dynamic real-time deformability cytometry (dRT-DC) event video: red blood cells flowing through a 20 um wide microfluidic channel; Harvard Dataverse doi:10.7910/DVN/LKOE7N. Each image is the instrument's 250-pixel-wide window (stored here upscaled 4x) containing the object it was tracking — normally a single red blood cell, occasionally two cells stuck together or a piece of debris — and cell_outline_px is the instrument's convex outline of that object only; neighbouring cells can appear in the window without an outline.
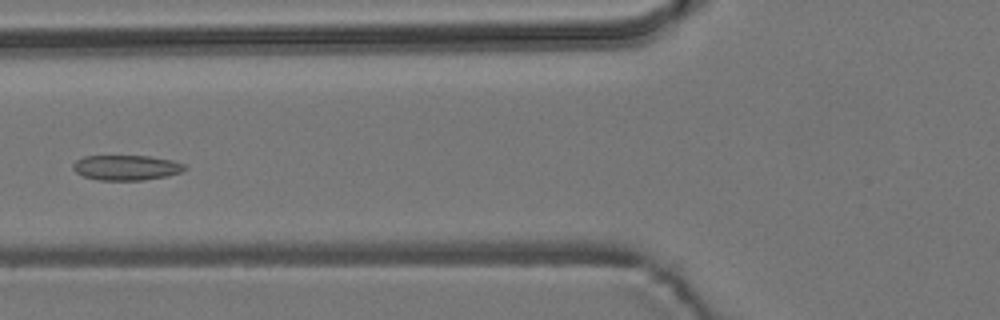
{"species": "common noctule bat (a hibernating species)", "species_latin": "Nyctalus noctula", "temperature_condition": "room temperature", "stored_images_in_passage": 6, "camera_frame_rate_fps": 3000, "um_per_image_px": 0.085, "animal": {"sex": "male", "body_mass_g": 19.2, "forearm_length_mm": 51.8}, "frame": {"image": 1, "passage_image": 5, "time_ms": 6.333, "image_size_px": [1000, 320], "cell_outline_px": [[188, 168], [180, 172], [168, 176], [144, 180], [96, 180], [84, 176], [76, 172], [72, 168], [72, 164], [76, 160], [84, 156], [148, 156], [172, 160], [184, 164]], "centroid_in_image_um": [10.73, 14.25], "position_along_channel_um": 115.1, "area_um2": 16.42}}
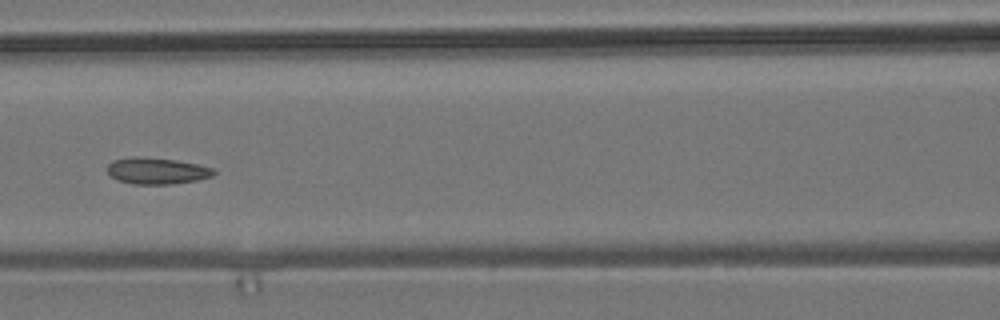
{"frame": {"image": 2, "passage_image": 6, "time_ms": 7.333, "image_size_px": [1000, 320], "cell_outline_px": [[216, 172], [212, 176], [196, 180], [172, 184], [132, 184], [116, 180], [108, 172], [108, 164], [112, 160], [132, 156], [140, 156], [176, 160], [216, 168]], "centroid_in_image_um": [13.32, 14.51], "position_along_channel_um": 153.3, "area_um2": 16.53}}